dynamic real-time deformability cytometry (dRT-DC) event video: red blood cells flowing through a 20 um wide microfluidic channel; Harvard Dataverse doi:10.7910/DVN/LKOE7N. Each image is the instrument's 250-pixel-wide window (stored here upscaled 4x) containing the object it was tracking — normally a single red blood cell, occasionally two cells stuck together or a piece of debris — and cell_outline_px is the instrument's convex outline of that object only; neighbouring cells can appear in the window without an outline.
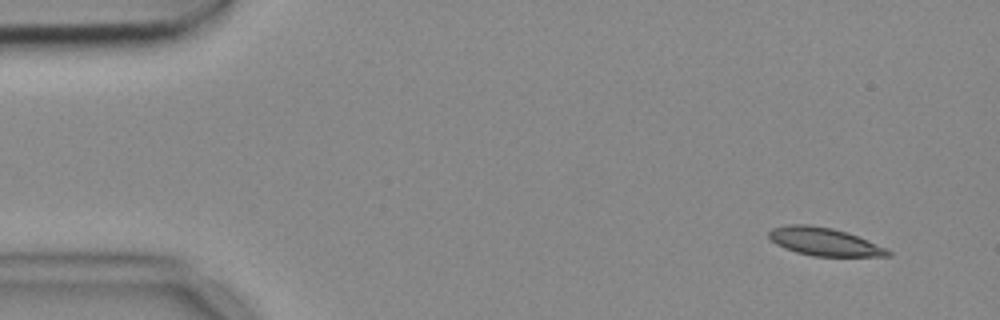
{"species": "common noctule bat (a hibernating species)", "species_latin": "Nyctalus noctula", "temperature_condition": "cold", "stored_images_in_passage": 4, "camera_frame_rate_fps": 3000, "um_per_image_px": 0.085, "animal": {"sex": "female", "body_mass_g": 18.4}, "frame": {"image": 1, "passage_image": 1, "time_ms": 0.0, "image_size_px": [1000, 320], "cell_outline_px": [[892, 256], [812, 256], [796, 252], [784, 248], [776, 244], [768, 236], [768, 232], [772, 228], [788, 224], [808, 224], [832, 228], [848, 232], [888, 248], [892, 252]], "centroid_in_image_um": [70.08, 20.54], "position_along_channel_um": 14.9, "area_um2": 19.59}}
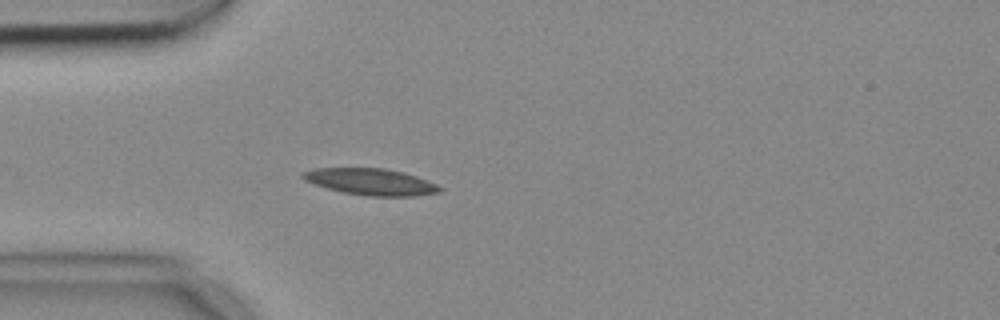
{"frame": {"image": 2, "passage_image": 4, "time_ms": 1.0, "image_size_px": [1000, 320], "cell_outline_px": [[444, 188], [440, 192], [412, 196], [368, 196], [344, 192], [328, 188], [304, 180], [300, 176], [300, 172], [316, 168], [384, 168], [404, 172], [416, 176], [436, 184]], "centroid_in_image_um": [31.51, 15.44], "position_along_channel_um": 53.5, "area_um2": 21.1}}